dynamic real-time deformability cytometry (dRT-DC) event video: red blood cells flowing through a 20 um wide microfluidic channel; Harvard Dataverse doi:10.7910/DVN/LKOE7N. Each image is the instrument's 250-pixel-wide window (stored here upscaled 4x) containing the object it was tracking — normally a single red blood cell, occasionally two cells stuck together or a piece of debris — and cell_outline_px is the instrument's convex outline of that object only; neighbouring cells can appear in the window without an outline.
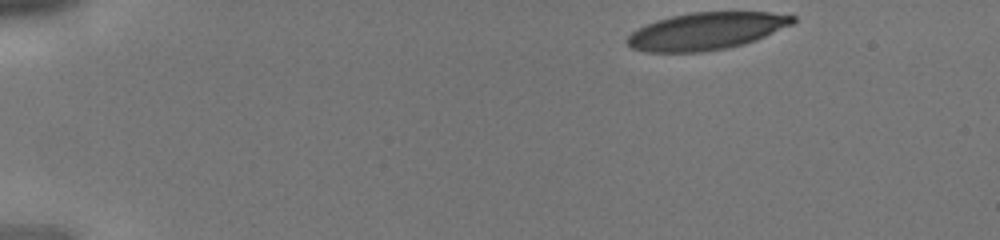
{"species": "human", "species_latin": "Homo sapiens", "temperature_condition": "cold", "stored_images_in_passage": 33, "camera_frame_rate_fps": 3000, "um_per_image_px": 0.085, "donor": {"sex": "male"}, "frame": {"image": 1, "passage_image": 1, "time_ms": 0.0, "image_size_px": [1000, 240], "cell_outline_px": [[796, 20], [792, 24], [756, 40], [744, 44], [728, 48], [700, 52], [644, 52], [632, 48], [624, 40], [636, 28], [644, 24], [656, 20], [672, 16], [692, 12], [768, 12], [796, 16]], "centroid_in_image_um": [59.99, 2.65], "position_along_channel_um": 25.0, "area_um2": 36.07}}
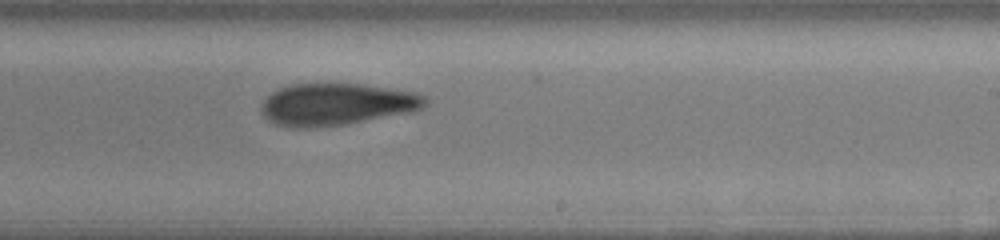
{"frame": {"image": 2, "passage_image": 19, "time_ms": 6.0, "image_size_px": [1000, 240], "cell_outline_px": [[428, 104], [412, 112], [344, 124], [308, 128], [300, 128], [276, 124], [268, 120], [264, 116], [260, 108], [260, 104], [272, 92], [280, 88], [292, 84], [360, 84], [416, 92], [428, 96]], "centroid_in_image_um": [28.63, 8.86], "position_along_channel_um": 260.4, "area_um2": 40.0}}
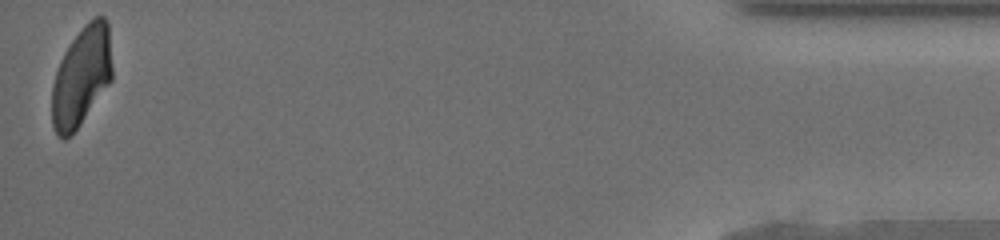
{"frame": {"image": 3, "passage_image": 33, "time_ms": 10.667, "image_size_px": [1000, 240], "cell_outline_px": [[112, 80], [80, 124], [64, 140], [56, 136], [52, 124], [52, 84], [60, 60], [64, 52], [72, 40], [84, 24], [88, 20], [96, 16], [104, 16], [108, 24], [112, 68]], "centroid_in_image_um": [6.92, 6.48], "position_along_channel_um": 428.3, "area_um2": 34.85}}